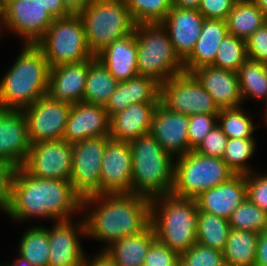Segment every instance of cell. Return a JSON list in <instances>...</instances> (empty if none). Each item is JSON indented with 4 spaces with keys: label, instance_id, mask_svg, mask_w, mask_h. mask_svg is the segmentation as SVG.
Masks as SVG:
<instances>
[{
    "label": "cell",
    "instance_id": "obj_52",
    "mask_svg": "<svg viewBox=\"0 0 267 266\" xmlns=\"http://www.w3.org/2000/svg\"><path fill=\"white\" fill-rule=\"evenodd\" d=\"M2 266H34V265H32V264H30L26 259H24V258H22V257H18L17 259H16V261L15 262H13L12 264H7L6 263V265L4 264H2Z\"/></svg>",
    "mask_w": 267,
    "mask_h": 266
},
{
    "label": "cell",
    "instance_id": "obj_53",
    "mask_svg": "<svg viewBox=\"0 0 267 266\" xmlns=\"http://www.w3.org/2000/svg\"><path fill=\"white\" fill-rule=\"evenodd\" d=\"M267 17V0H252Z\"/></svg>",
    "mask_w": 267,
    "mask_h": 266
},
{
    "label": "cell",
    "instance_id": "obj_13",
    "mask_svg": "<svg viewBox=\"0 0 267 266\" xmlns=\"http://www.w3.org/2000/svg\"><path fill=\"white\" fill-rule=\"evenodd\" d=\"M71 105L45 95L25 108L31 144L40 141L63 139Z\"/></svg>",
    "mask_w": 267,
    "mask_h": 266
},
{
    "label": "cell",
    "instance_id": "obj_29",
    "mask_svg": "<svg viewBox=\"0 0 267 266\" xmlns=\"http://www.w3.org/2000/svg\"><path fill=\"white\" fill-rule=\"evenodd\" d=\"M267 22V17L252 0H237L226 19L228 33L247 40Z\"/></svg>",
    "mask_w": 267,
    "mask_h": 266
},
{
    "label": "cell",
    "instance_id": "obj_30",
    "mask_svg": "<svg viewBox=\"0 0 267 266\" xmlns=\"http://www.w3.org/2000/svg\"><path fill=\"white\" fill-rule=\"evenodd\" d=\"M259 233L230 229L223 250L225 264L231 266H254Z\"/></svg>",
    "mask_w": 267,
    "mask_h": 266
},
{
    "label": "cell",
    "instance_id": "obj_11",
    "mask_svg": "<svg viewBox=\"0 0 267 266\" xmlns=\"http://www.w3.org/2000/svg\"><path fill=\"white\" fill-rule=\"evenodd\" d=\"M109 136L79 141L73 145L71 185L82 197L101 194V163Z\"/></svg>",
    "mask_w": 267,
    "mask_h": 266
},
{
    "label": "cell",
    "instance_id": "obj_32",
    "mask_svg": "<svg viewBox=\"0 0 267 266\" xmlns=\"http://www.w3.org/2000/svg\"><path fill=\"white\" fill-rule=\"evenodd\" d=\"M230 229L228 219L198 210L197 243L223 252Z\"/></svg>",
    "mask_w": 267,
    "mask_h": 266
},
{
    "label": "cell",
    "instance_id": "obj_28",
    "mask_svg": "<svg viewBox=\"0 0 267 266\" xmlns=\"http://www.w3.org/2000/svg\"><path fill=\"white\" fill-rule=\"evenodd\" d=\"M156 240L151 223L141 232L121 238L103 250L114 259L117 266H143L150 245Z\"/></svg>",
    "mask_w": 267,
    "mask_h": 266
},
{
    "label": "cell",
    "instance_id": "obj_35",
    "mask_svg": "<svg viewBox=\"0 0 267 266\" xmlns=\"http://www.w3.org/2000/svg\"><path fill=\"white\" fill-rule=\"evenodd\" d=\"M247 59L246 41L228 33L218 46L211 66L237 73Z\"/></svg>",
    "mask_w": 267,
    "mask_h": 266
},
{
    "label": "cell",
    "instance_id": "obj_17",
    "mask_svg": "<svg viewBox=\"0 0 267 266\" xmlns=\"http://www.w3.org/2000/svg\"><path fill=\"white\" fill-rule=\"evenodd\" d=\"M188 125L189 116L170 111L159 102L152 116L150 134L174 159L193 150L189 146Z\"/></svg>",
    "mask_w": 267,
    "mask_h": 266
},
{
    "label": "cell",
    "instance_id": "obj_31",
    "mask_svg": "<svg viewBox=\"0 0 267 266\" xmlns=\"http://www.w3.org/2000/svg\"><path fill=\"white\" fill-rule=\"evenodd\" d=\"M117 84L118 81L99 59L94 57L88 64V76L83 102L105 106L110 96L115 92Z\"/></svg>",
    "mask_w": 267,
    "mask_h": 266
},
{
    "label": "cell",
    "instance_id": "obj_16",
    "mask_svg": "<svg viewBox=\"0 0 267 266\" xmlns=\"http://www.w3.org/2000/svg\"><path fill=\"white\" fill-rule=\"evenodd\" d=\"M54 223L52 229H47L50 246L48 266H84L87 255L78 238L86 235L84 218L79 224H72V220Z\"/></svg>",
    "mask_w": 267,
    "mask_h": 266
},
{
    "label": "cell",
    "instance_id": "obj_18",
    "mask_svg": "<svg viewBox=\"0 0 267 266\" xmlns=\"http://www.w3.org/2000/svg\"><path fill=\"white\" fill-rule=\"evenodd\" d=\"M30 146L24 111L0 109V158L22 167Z\"/></svg>",
    "mask_w": 267,
    "mask_h": 266
},
{
    "label": "cell",
    "instance_id": "obj_24",
    "mask_svg": "<svg viewBox=\"0 0 267 266\" xmlns=\"http://www.w3.org/2000/svg\"><path fill=\"white\" fill-rule=\"evenodd\" d=\"M159 102L160 83L149 76L137 75L127 81L118 82L115 92L104 107L111 119L132 104Z\"/></svg>",
    "mask_w": 267,
    "mask_h": 266
},
{
    "label": "cell",
    "instance_id": "obj_38",
    "mask_svg": "<svg viewBox=\"0 0 267 266\" xmlns=\"http://www.w3.org/2000/svg\"><path fill=\"white\" fill-rule=\"evenodd\" d=\"M135 24L161 23L172 7V0H125Z\"/></svg>",
    "mask_w": 267,
    "mask_h": 266
},
{
    "label": "cell",
    "instance_id": "obj_44",
    "mask_svg": "<svg viewBox=\"0 0 267 266\" xmlns=\"http://www.w3.org/2000/svg\"><path fill=\"white\" fill-rule=\"evenodd\" d=\"M247 198L267 212V174L255 176V172L245 175Z\"/></svg>",
    "mask_w": 267,
    "mask_h": 266
},
{
    "label": "cell",
    "instance_id": "obj_49",
    "mask_svg": "<svg viewBox=\"0 0 267 266\" xmlns=\"http://www.w3.org/2000/svg\"><path fill=\"white\" fill-rule=\"evenodd\" d=\"M254 266H267V231L259 235Z\"/></svg>",
    "mask_w": 267,
    "mask_h": 266
},
{
    "label": "cell",
    "instance_id": "obj_15",
    "mask_svg": "<svg viewBox=\"0 0 267 266\" xmlns=\"http://www.w3.org/2000/svg\"><path fill=\"white\" fill-rule=\"evenodd\" d=\"M132 193L130 143L109 139L101 163V194Z\"/></svg>",
    "mask_w": 267,
    "mask_h": 266
},
{
    "label": "cell",
    "instance_id": "obj_10",
    "mask_svg": "<svg viewBox=\"0 0 267 266\" xmlns=\"http://www.w3.org/2000/svg\"><path fill=\"white\" fill-rule=\"evenodd\" d=\"M160 103L186 116L219 114L211 95L192 73L183 72L160 84Z\"/></svg>",
    "mask_w": 267,
    "mask_h": 266
},
{
    "label": "cell",
    "instance_id": "obj_48",
    "mask_svg": "<svg viewBox=\"0 0 267 266\" xmlns=\"http://www.w3.org/2000/svg\"><path fill=\"white\" fill-rule=\"evenodd\" d=\"M47 10L54 19L65 18L71 15L63 6L62 0H32Z\"/></svg>",
    "mask_w": 267,
    "mask_h": 266
},
{
    "label": "cell",
    "instance_id": "obj_54",
    "mask_svg": "<svg viewBox=\"0 0 267 266\" xmlns=\"http://www.w3.org/2000/svg\"><path fill=\"white\" fill-rule=\"evenodd\" d=\"M2 26H3L2 11H0V32Z\"/></svg>",
    "mask_w": 267,
    "mask_h": 266
},
{
    "label": "cell",
    "instance_id": "obj_4",
    "mask_svg": "<svg viewBox=\"0 0 267 266\" xmlns=\"http://www.w3.org/2000/svg\"><path fill=\"white\" fill-rule=\"evenodd\" d=\"M197 215L195 199L172 194L151 199L150 223L156 240L179 255L196 243Z\"/></svg>",
    "mask_w": 267,
    "mask_h": 266
},
{
    "label": "cell",
    "instance_id": "obj_39",
    "mask_svg": "<svg viewBox=\"0 0 267 266\" xmlns=\"http://www.w3.org/2000/svg\"><path fill=\"white\" fill-rule=\"evenodd\" d=\"M256 142L253 138H228L222 159L235 174H249L253 169L245 164L255 152Z\"/></svg>",
    "mask_w": 267,
    "mask_h": 266
},
{
    "label": "cell",
    "instance_id": "obj_14",
    "mask_svg": "<svg viewBox=\"0 0 267 266\" xmlns=\"http://www.w3.org/2000/svg\"><path fill=\"white\" fill-rule=\"evenodd\" d=\"M3 25L24 39L36 44L46 33L54 18L32 0H2Z\"/></svg>",
    "mask_w": 267,
    "mask_h": 266
},
{
    "label": "cell",
    "instance_id": "obj_27",
    "mask_svg": "<svg viewBox=\"0 0 267 266\" xmlns=\"http://www.w3.org/2000/svg\"><path fill=\"white\" fill-rule=\"evenodd\" d=\"M228 34L226 20L205 19L192 53L183 61L184 72L192 73L203 66H211L218 46Z\"/></svg>",
    "mask_w": 267,
    "mask_h": 266
},
{
    "label": "cell",
    "instance_id": "obj_21",
    "mask_svg": "<svg viewBox=\"0 0 267 266\" xmlns=\"http://www.w3.org/2000/svg\"><path fill=\"white\" fill-rule=\"evenodd\" d=\"M92 59L50 68L47 96L70 105L82 102L88 76V64Z\"/></svg>",
    "mask_w": 267,
    "mask_h": 266
},
{
    "label": "cell",
    "instance_id": "obj_46",
    "mask_svg": "<svg viewBox=\"0 0 267 266\" xmlns=\"http://www.w3.org/2000/svg\"><path fill=\"white\" fill-rule=\"evenodd\" d=\"M17 167L0 158V209L5 211L11 201L12 183Z\"/></svg>",
    "mask_w": 267,
    "mask_h": 266
},
{
    "label": "cell",
    "instance_id": "obj_1",
    "mask_svg": "<svg viewBox=\"0 0 267 266\" xmlns=\"http://www.w3.org/2000/svg\"><path fill=\"white\" fill-rule=\"evenodd\" d=\"M82 201L70 181L34 177L23 167H18L10 205L4 212L21 221L31 217L69 221L73 220V213L83 210Z\"/></svg>",
    "mask_w": 267,
    "mask_h": 266
},
{
    "label": "cell",
    "instance_id": "obj_37",
    "mask_svg": "<svg viewBox=\"0 0 267 266\" xmlns=\"http://www.w3.org/2000/svg\"><path fill=\"white\" fill-rule=\"evenodd\" d=\"M241 108L220 109L217 124L228 138H253L252 134L257 127L247 115L249 112L245 113Z\"/></svg>",
    "mask_w": 267,
    "mask_h": 266
},
{
    "label": "cell",
    "instance_id": "obj_40",
    "mask_svg": "<svg viewBox=\"0 0 267 266\" xmlns=\"http://www.w3.org/2000/svg\"><path fill=\"white\" fill-rule=\"evenodd\" d=\"M180 260L187 266H223V252L195 243L180 255Z\"/></svg>",
    "mask_w": 267,
    "mask_h": 266
},
{
    "label": "cell",
    "instance_id": "obj_55",
    "mask_svg": "<svg viewBox=\"0 0 267 266\" xmlns=\"http://www.w3.org/2000/svg\"><path fill=\"white\" fill-rule=\"evenodd\" d=\"M264 112H265V119H266L265 122L267 123V103H266V108H265V111Z\"/></svg>",
    "mask_w": 267,
    "mask_h": 266
},
{
    "label": "cell",
    "instance_id": "obj_25",
    "mask_svg": "<svg viewBox=\"0 0 267 266\" xmlns=\"http://www.w3.org/2000/svg\"><path fill=\"white\" fill-rule=\"evenodd\" d=\"M159 103H137L128 106L110 119V135L113 140L130 143L150 133L152 116Z\"/></svg>",
    "mask_w": 267,
    "mask_h": 266
},
{
    "label": "cell",
    "instance_id": "obj_23",
    "mask_svg": "<svg viewBox=\"0 0 267 266\" xmlns=\"http://www.w3.org/2000/svg\"><path fill=\"white\" fill-rule=\"evenodd\" d=\"M192 74L211 95L219 109L241 107L243 97L237 73L213 66H203L195 69Z\"/></svg>",
    "mask_w": 267,
    "mask_h": 266
},
{
    "label": "cell",
    "instance_id": "obj_20",
    "mask_svg": "<svg viewBox=\"0 0 267 266\" xmlns=\"http://www.w3.org/2000/svg\"><path fill=\"white\" fill-rule=\"evenodd\" d=\"M204 20L203 15L196 9L172 6L161 22L169 34L174 52L182 62L192 53Z\"/></svg>",
    "mask_w": 267,
    "mask_h": 266
},
{
    "label": "cell",
    "instance_id": "obj_3",
    "mask_svg": "<svg viewBox=\"0 0 267 266\" xmlns=\"http://www.w3.org/2000/svg\"><path fill=\"white\" fill-rule=\"evenodd\" d=\"M50 67L36 44H25L0 81V109L24 110L47 95Z\"/></svg>",
    "mask_w": 267,
    "mask_h": 266
},
{
    "label": "cell",
    "instance_id": "obj_47",
    "mask_svg": "<svg viewBox=\"0 0 267 266\" xmlns=\"http://www.w3.org/2000/svg\"><path fill=\"white\" fill-rule=\"evenodd\" d=\"M237 0H201L198 11L205 19L226 20Z\"/></svg>",
    "mask_w": 267,
    "mask_h": 266
},
{
    "label": "cell",
    "instance_id": "obj_36",
    "mask_svg": "<svg viewBox=\"0 0 267 266\" xmlns=\"http://www.w3.org/2000/svg\"><path fill=\"white\" fill-rule=\"evenodd\" d=\"M228 223L234 230L253 231L260 234L267 231V212L246 198L231 213Z\"/></svg>",
    "mask_w": 267,
    "mask_h": 266
},
{
    "label": "cell",
    "instance_id": "obj_26",
    "mask_svg": "<svg viewBox=\"0 0 267 266\" xmlns=\"http://www.w3.org/2000/svg\"><path fill=\"white\" fill-rule=\"evenodd\" d=\"M118 82L138 75L135 32L113 41L95 56Z\"/></svg>",
    "mask_w": 267,
    "mask_h": 266
},
{
    "label": "cell",
    "instance_id": "obj_9",
    "mask_svg": "<svg viewBox=\"0 0 267 266\" xmlns=\"http://www.w3.org/2000/svg\"><path fill=\"white\" fill-rule=\"evenodd\" d=\"M36 45L43 51L50 68L95 57L88 46L79 15L54 19Z\"/></svg>",
    "mask_w": 267,
    "mask_h": 266
},
{
    "label": "cell",
    "instance_id": "obj_42",
    "mask_svg": "<svg viewBox=\"0 0 267 266\" xmlns=\"http://www.w3.org/2000/svg\"><path fill=\"white\" fill-rule=\"evenodd\" d=\"M227 142L228 137L217 124L198 144L194 151L204 156L222 158Z\"/></svg>",
    "mask_w": 267,
    "mask_h": 266
},
{
    "label": "cell",
    "instance_id": "obj_43",
    "mask_svg": "<svg viewBox=\"0 0 267 266\" xmlns=\"http://www.w3.org/2000/svg\"><path fill=\"white\" fill-rule=\"evenodd\" d=\"M179 260L177 252L155 240L148 248L143 266H177Z\"/></svg>",
    "mask_w": 267,
    "mask_h": 266
},
{
    "label": "cell",
    "instance_id": "obj_19",
    "mask_svg": "<svg viewBox=\"0 0 267 266\" xmlns=\"http://www.w3.org/2000/svg\"><path fill=\"white\" fill-rule=\"evenodd\" d=\"M110 135V118L103 105L79 102L71 105L63 140L74 144L92 137Z\"/></svg>",
    "mask_w": 267,
    "mask_h": 266
},
{
    "label": "cell",
    "instance_id": "obj_33",
    "mask_svg": "<svg viewBox=\"0 0 267 266\" xmlns=\"http://www.w3.org/2000/svg\"><path fill=\"white\" fill-rule=\"evenodd\" d=\"M237 76L243 100L253 98L267 101V64L248 58L240 66Z\"/></svg>",
    "mask_w": 267,
    "mask_h": 266
},
{
    "label": "cell",
    "instance_id": "obj_2",
    "mask_svg": "<svg viewBox=\"0 0 267 266\" xmlns=\"http://www.w3.org/2000/svg\"><path fill=\"white\" fill-rule=\"evenodd\" d=\"M98 203L84 218L86 236L113 242L143 231L150 224L151 199L134 193L96 194L83 198L82 209Z\"/></svg>",
    "mask_w": 267,
    "mask_h": 266
},
{
    "label": "cell",
    "instance_id": "obj_8",
    "mask_svg": "<svg viewBox=\"0 0 267 266\" xmlns=\"http://www.w3.org/2000/svg\"><path fill=\"white\" fill-rule=\"evenodd\" d=\"M235 173L220 157L204 156L194 150L174 163L171 194L195 199L204 191L228 181Z\"/></svg>",
    "mask_w": 267,
    "mask_h": 266
},
{
    "label": "cell",
    "instance_id": "obj_41",
    "mask_svg": "<svg viewBox=\"0 0 267 266\" xmlns=\"http://www.w3.org/2000/svg\"><path fill=\"white\" fill-rule=\"evenodd\" d=\"M218 114H195L189 116V146L194 150L204 137L217 125Z\"/></svg>",
    "mask_w": 267,
    "mask_h": 266
},
{
    "label": "cell",
    "instance_id": "obj_7",
    "mask_svg": "<svg viewBox=\"0 0 267 266\" xmlns=\"http://www.w3.org/2000/svg\"><path fill=\"white\" fill-rule=\"evenodd\" d=\"M88 46L94 56L113 41L128 36L135 29L125 0H91L79 14Z\"/></svg>",
    "mask_w": 267,
    "mask_h": 266
},
{
    "label": "cell",
    "instance_id": "obj_50",
    "mask_svg": "<svg viewBox=\"0 0 267 266\" xmlns=\"http://www.w3.org/2000/svg\"><path fill=\"white\" fill-rule=\"evenodd\" d=\"M91 0H62L64 8L71 15H79Z\"/></svg>",
    "mask_w": 267,
    "mask_h": 266
},
{
    "label": "cell",
    "instance_id": "obj_34",
    "mask_svg": "<svg viewBox=\"0 0 267 266\" xmlns=\"http://www.w3.org/2000/svg\"><path fill=\"white\" fill-rule=\"evenodd\" d=\"M19 256L26 259L34 266H48L50 246L47 228L32 226L26 232L19 243Z\"/></svg>",
    "mask_w": 267,
    "mask_h": 266
},
{
    "label": "cell",
    "instance_id": "obj_5",
    "mask_svg": "<svg viewBox=\"0 0 267 266\" xmlns=\"http://www.w3.org/2000/svg\"><path fill=\"white\" fill-rule=\"evenodd\" d=\"M132 193L149 199L171 194L174 161L157 140L147 133L130 142Z\"/></svg>",
    "mask_w": 267,
    "mask_h": 266
},
{
    "label": "cell",
    "instance_id": "obj_12",
    "mask_svg": "<svg viewBox=\"0 0 267 266\" xmlns=\"http://www.w3.org/2000/svg\"><path fill=\"white\" fill-rule=\"evenodd\" d=\"M73 145L63 139L31 144L23 168L32 176L69 181L72 174Z\"/></svg>",
    "mask_w": 267,
    "mask_h": 266
},
{
    "label": "cell",
    "instance_id": "obj_22",
    "mask_svg": "<svg viewBox=\"0 0 267 266\" xmlns=\"http://www.w3.org/2000/svg\"><path fill=\"white\" fill-rule=\"evenodd\" d=\"M247 198L244 174H235L195 198L198 210L228 219L231 213Z\"/></svg>",
    "mask_w": 267,
    "mask_h": 266
},
{
    "label": "cell",
    "instance_id": "obj_56",
    "mask_svg": "<svg viewBox=\"0 0 267 266\" xmlns=\"http://www.w3.org/2000/svg\"><path fill=\"white\" fill-rule=\"evenodd\" d=\"M177 266H187V265H185L181 260H179V262H178V265Z\"/></svg>",
    "mask_w": 267,
    "mask_h": 266
},
{
    "label": "cell",
    "instance_id": "obj_51",
    "mask_svg": "<svg viewBox=\"0 0 267 266\" xmlns=\"http://www.w3.org/2000/svg\"><path fill=\"white\" fill-rule=\"evenodd\" d=\"M201 0H172V6L183 9H198Z\"/></svg>",
    "mask_w": 267,
    "mask_h": 266
},
{
    "label": "cell",
    "instance_id": "obj_45",
    "mask_svg": "<svg viewBox=\"0 0 267 266\" xmlns=\"http://www.w3.org/2000/svg\"><path fill=\"white\" fill-rule=\"evenodd\" d=\"M246 48L249 59L267 64V22L246 40Z\"/></svg>",
    "mask_w": 267,
    "mask_h": 266
},
{
    "label": "cell",
    "instance_id": "obj_6",
    "mask_svg": "<svg viewBox=\"0 0 267 266\" xmlns=\"http://www.w3.org/2000/svg\"><path fill=\"white\" fill-rule=\"evenodd\" d=\"M134 32L138 75L149 76L161 84L184 72L183 62L161 23L136 24Z\"/></svg>",
    "mask_w": 267,
    "mask_h": 266
}]
</instances>
